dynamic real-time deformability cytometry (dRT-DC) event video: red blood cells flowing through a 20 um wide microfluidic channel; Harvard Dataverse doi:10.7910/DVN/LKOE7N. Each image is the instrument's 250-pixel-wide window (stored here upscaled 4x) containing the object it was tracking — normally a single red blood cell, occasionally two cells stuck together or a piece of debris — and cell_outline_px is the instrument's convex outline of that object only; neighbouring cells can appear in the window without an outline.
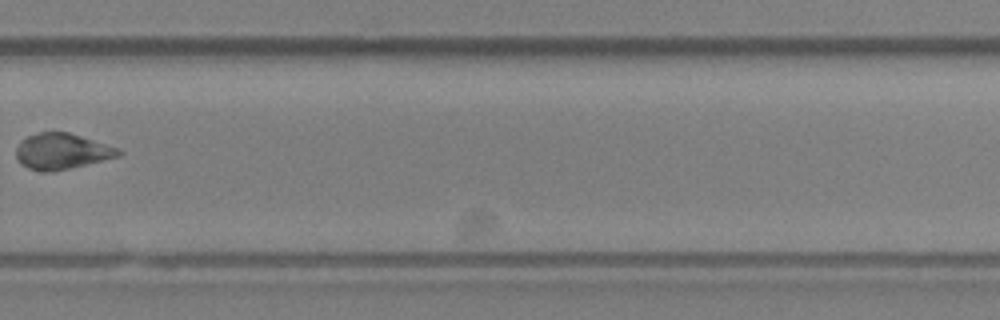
{"species": "Egyptian fruit bat (a non-hibernating species)", "species_latin": "Rousettus aegyptiacus", "temperature_condition": "room temperature", "stored_images_in_passage": 12, "camera_frame_rate_fps": 3000, "um_per_image_px": 0.085, "animal": {"sex": "female"}, "frame": {"image": 1, "passage_image": 9, "time_ms": 10.333, "image_size_px": [1000, 320], "cell_outline_px": [[124, 152], [120, 156], [52, 172], [44, 172], [28, 168], [20, 164], [16, 156], [16, 148], [28, 136], [40, 132], [68, 132], [116, 148]], "centroid_in_image_um": [5.23, 12.88], "position_along_channel_um": 324.6, "area_um2": 20.98}, "authors_computed_cell_mechanics": {"area_um2": 20.9236, "velocity_mm_per_s": 3.2896, "shape_relaxation_time_tau1_ms": null, "shape_relaxation_time_tau2_ms": 5.2292, "deformation_change_tau1": null, "deformation_change_tau2": 0.1107}}